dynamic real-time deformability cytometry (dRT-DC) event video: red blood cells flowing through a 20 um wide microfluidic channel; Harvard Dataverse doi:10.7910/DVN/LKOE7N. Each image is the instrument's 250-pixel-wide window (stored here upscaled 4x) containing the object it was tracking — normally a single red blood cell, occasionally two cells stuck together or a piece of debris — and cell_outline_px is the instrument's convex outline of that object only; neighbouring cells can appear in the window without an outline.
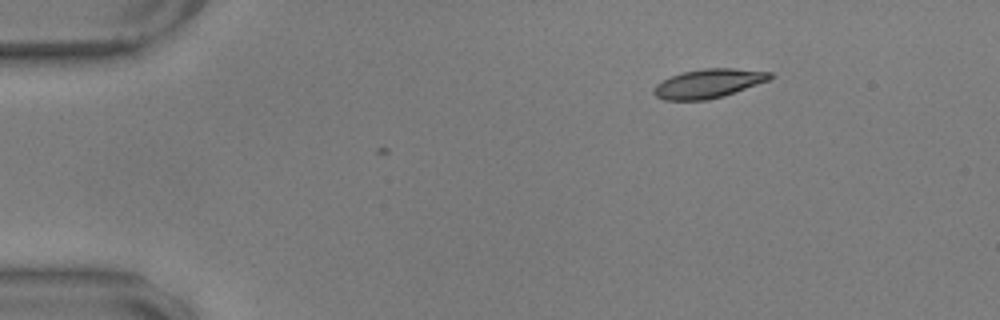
{"species": "common noctule bat (a hibernating species)", "species_latin": "Nyctalus noctula", "temperature_condition": "warm", "stored_images_in_passage": 2, "camera_frame_rate_fps": 3000, "um_per_image_px": 0.085, "animal": {"sex": "male", "body_mass_g": 17.9, "forearm_length_mm": 54.2}, "frame": {"image": 1, "passage_image": 2, "time_ms": 0.333, "image_size_px": [1000, 320], "cell_outline_px": [[776, 76], [768, 80], [724, 96], [708, 100], [664, 100], [656, 96], [652, 92], [656, 84], [672, 76], [684, 72], [704, 68], [732, 68], [772, 72]], "centroid_in_image_um": [60.24, 7.1], "position_along_channel_um": 24.8, "area_um2": 19.54}}